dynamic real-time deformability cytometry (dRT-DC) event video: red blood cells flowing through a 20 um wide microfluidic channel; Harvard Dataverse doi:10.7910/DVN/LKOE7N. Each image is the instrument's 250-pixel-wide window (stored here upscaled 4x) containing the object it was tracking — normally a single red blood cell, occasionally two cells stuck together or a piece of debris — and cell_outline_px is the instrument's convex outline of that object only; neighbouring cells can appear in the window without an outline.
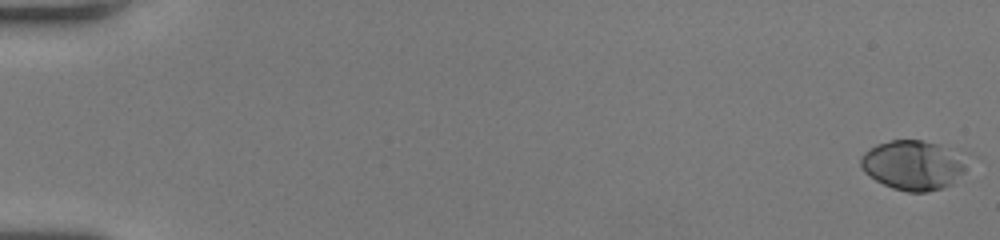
{"species": "human", "species_latin": "Homo sapiens", "temperature_condition": "room temperature", "stored_images_in_passage": 53, "camera_frame_rate_fps": 3000, "um_per_image_px": 0.085, "donor": {"sex": "female"}, "frame": {"image": 1, "passage_image": 1, "time_ms": 0.0, "image_size_px": [1000, 240], "cell_outline_px": [[964, 172], [952, 184], [928, 192], [908, 192], [892, 188], [876, 180], [864, 172], [860, 164], [860, 156], [864, 152], [876, 144], [892, 140], [920, 140], [936, 144], [964, 160]], "centroid_in_image_um": [77.51, 14.06], "position_along_channel_um": 7.5, "area_um2": 29.94}}
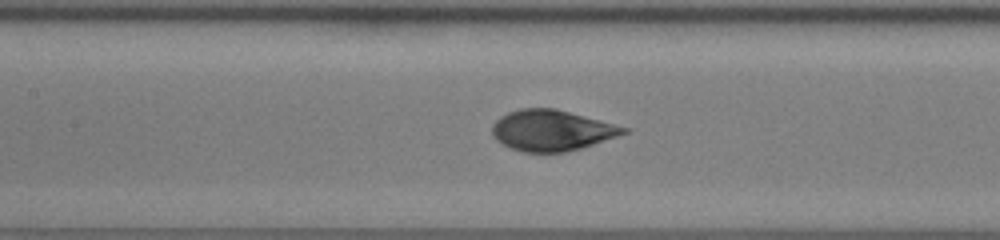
{"frame": {"image": 2, "passage_image": 27, "time_ms": 8.667, "image_size_px": [1000, 240], "cell_outline_px": [[628, 132], [580, 148], [564, 152], [520, 152], [496, 140], [492, 136], [492, 124], [500, 116], [508, 112], [520, 108], [556, 108], [628, 128]], "centroid_in_image_um": [46.83, 11.07], "position_along_channel_um": 160.6, "area_um2": 30.98}}
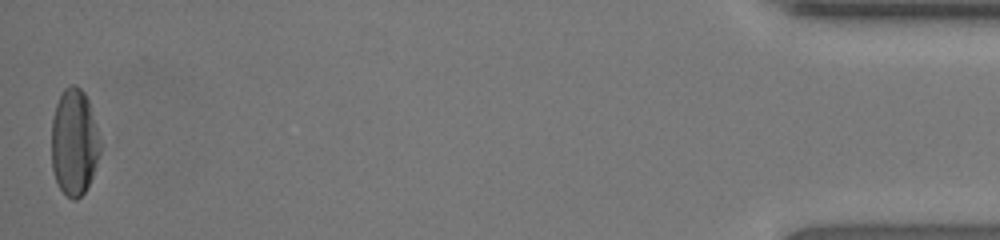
{"frame": {"image": 3, "passage_image": 53, "time_ms": 17.333, "image_size_px": [1000, 240], "cell_outline_px": [[100, 152], [92, 176], [84, 192], [76, 200], [72, 200], [60, 188], [56, 180], [52, 168], [52, 116], [56, 104], [64, 88], [68, 84], [76, 84], [84, 92], [88, 100], [96, 128], [100, 144]], "centroid_in_image_um": [6.28, 12.07], "position_along_channel_um": 428.9, "area_um2": 29.94}, "authors_computed_cell_mechanics": {"area_um2": 30.5184, "velocity_mm_per_s": 4.1036, "shape_relaxation_time_tau1_ms": 4.1191, "shape_relaxation_time_tau2_ms": null, "deformation_change_tau1": 0.2103, "deformation_change_tau2": null}}